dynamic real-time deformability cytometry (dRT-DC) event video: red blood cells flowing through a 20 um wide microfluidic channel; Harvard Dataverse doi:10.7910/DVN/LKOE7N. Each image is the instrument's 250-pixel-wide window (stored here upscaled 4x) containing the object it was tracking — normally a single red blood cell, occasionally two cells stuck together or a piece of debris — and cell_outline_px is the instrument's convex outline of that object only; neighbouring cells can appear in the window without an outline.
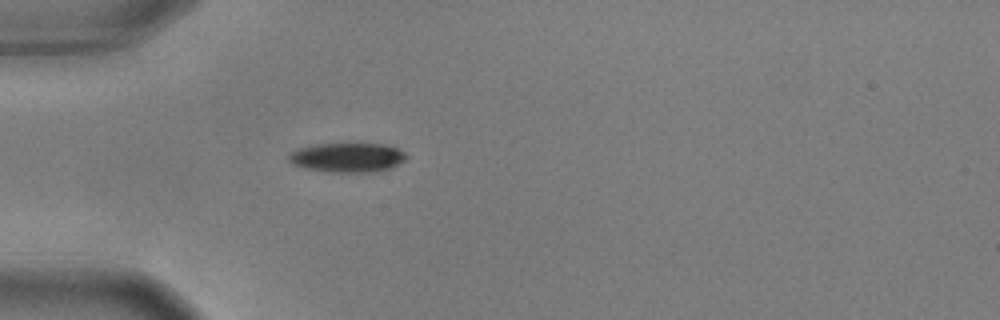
{"species": "common noctule bat (a hibernating species)", "species_latin": "Nyctalus noctula", "temperature_condition": "warm", "stored_images_in_passage": 40, "camera_frame_rate_fps": 3000, "um_per_image_px": 0.085, "animal": {"sex": "male", "body_mass_g": 17.9, "forearm_length_mm": 54.2}, "frame": {"image": 1, "passage_image": 1, "time_ms": 0.0, "image_size_px": [1000, 320], "cell_outline_px": [[408, 156], [404, 160], [392, 168], [376, 172], [332, 172], [308, 168], [292, 164], [288, 160], [288, 156], [292, 152], [300, 148], [316, 144], [388, 144], [404, 152]], "centroid_in_image_um": [29.57, 13.39], "position_along_channel_um": 55.4, "area_um2": 20.0}}
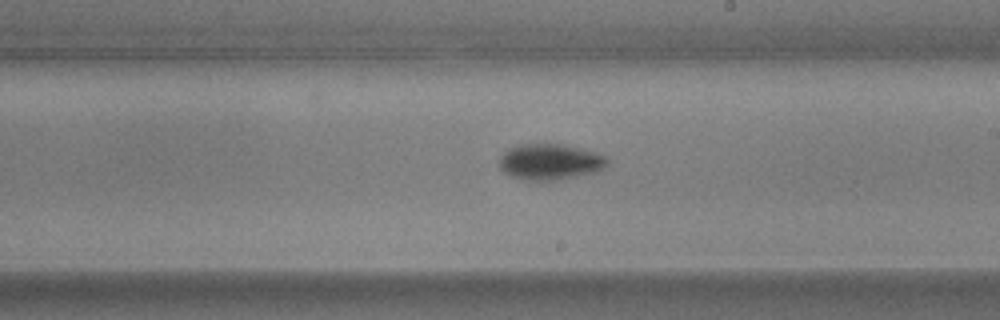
{"frame": {"image": 2, "passage_image": 17, "time_ms": 5.333, "image_size_px": [1000, 320], "cell_outline_px": [[608, 164], [604, 168], [596, 172], [576, 176], [552, 180], [528, 180], [512, 176], [504, 172], [500, 168], [500, 156], [508, 148], [520, 144], [564, 144], [596, 152], [604, 156], [608, 160]], "centroid_in_image_um": [46.76, 13.74], "position_along_channel_um": 242.2, "area_um2": 22.48}}
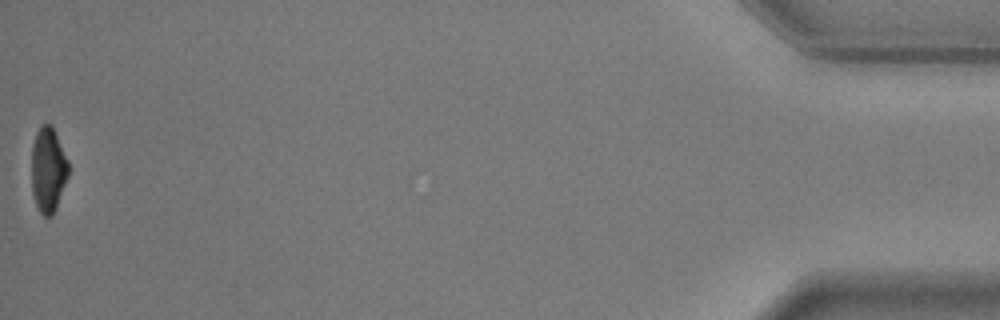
{"frame": {"image": 3, "passage_image": 40, "time_ms": 13.0, "image_size_px": [1000, 320], "cell_outline_px": [[72, 168], [56, 208], [52, 216], [44, 216], [40, 212], [36, 204], [32, 192], [32, 144], [36, 132], [44, 124], [52, 124]], "centroid_in_image_um": [4.13, 14.42], "position_along_channel_um": 431.1, "area_um2": 18.61}, "authors_computed_cell_mechanics": {"area_um2": 20.8369, "velocity_mm_per_s": 3.6485, "shape_relaxation_time_tau1_ms": 3.0254, "shape_relaxation_time_tau2_ms": null, "deformation_change_tau1": 0.1313, "deformation_change_tau2": null}}